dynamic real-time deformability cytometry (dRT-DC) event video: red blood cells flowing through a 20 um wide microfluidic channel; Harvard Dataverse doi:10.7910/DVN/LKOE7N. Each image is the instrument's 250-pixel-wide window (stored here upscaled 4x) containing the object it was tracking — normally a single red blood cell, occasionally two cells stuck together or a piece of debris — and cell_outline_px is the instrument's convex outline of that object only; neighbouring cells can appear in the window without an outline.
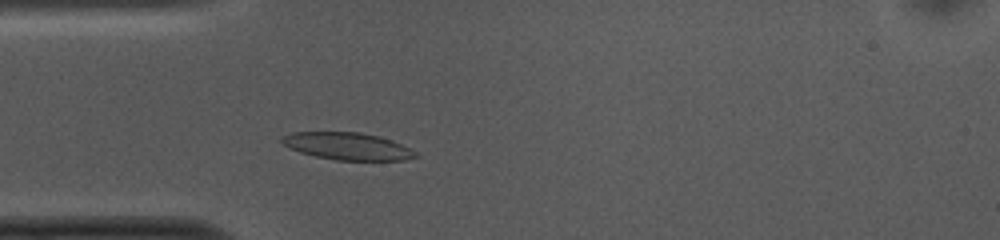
{"species": "common noctule bat (a hibernating species)", "species_latin": "Nyctalus noctula", "temperature_condition": "cold", "stored_images_in_passage": 14, "camera_frame_rate_fps": 3000, "um_per_image_px": 0.085, "animal": {"sex": "female", "body_mass_g": 10.0, "forearm_length_mm": 53.1}, "frame": {"image": 1, "passage_image": 7, "time_ms": 2.0, "image_size_px": [1000, 240], "cell_outline_px": [[420, 156], [404, 160], [336, 160], [316, 156], [300, 152], [288, 148], [280, 140], [280, 136], [292, 132], [360, 132], [380, 136], [392, 140], [416, 152]], "centroid_in_image_um": [29.51, 12.42], "position_along_channel_um": 55.5, "area_um2": 21.27}}
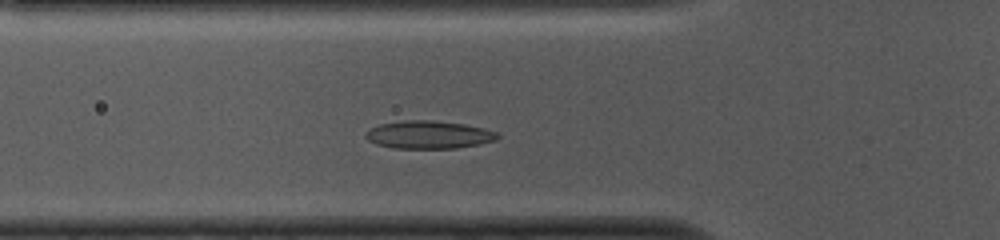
{"frame": {"image": 2, "passage_image": 10, "time_ms": 3.0, "image_size_px": [1000, 240], "cell_outline_px": [[500, 136], [496, 140], [480, 144], [456, 148], [392, 148], [376, 144], [368, 140], [364, 136], [364, 132], [368, 128], [380, 124], [404, 120], [432, 120], [464, 124], [484, 128], [496, 132]], "centroid_in_image_um": [36.4, 11.45], "position_along_channel_um": 89.4, "area_um2": 21.56}}
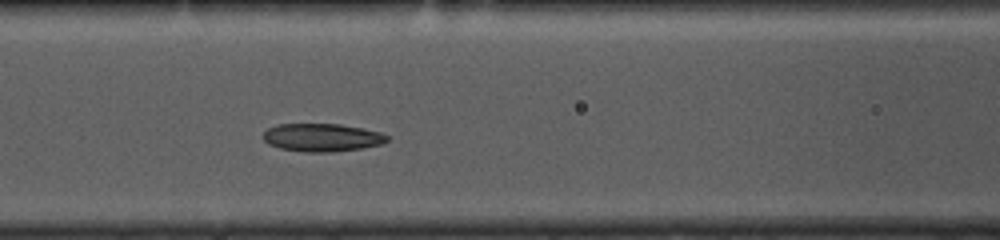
{"frame": {"image": 3, "passage_image": 14, "time_ms": 4.333, "image_size_px": [1000, 240], "cell_outline_px": [[388, 140], [380, 144], [364, 148], [332, 152], [304, 152], [280, 148], [268, 144], [264, 140], [264, 132], [268, 128], [276, 124], [340, 124], [380, 132], [388, 136]], "centroid_in_image_um": [27.35, 11.69], "position_along_channel_um": 139.2, "area_um2": 20.17}}